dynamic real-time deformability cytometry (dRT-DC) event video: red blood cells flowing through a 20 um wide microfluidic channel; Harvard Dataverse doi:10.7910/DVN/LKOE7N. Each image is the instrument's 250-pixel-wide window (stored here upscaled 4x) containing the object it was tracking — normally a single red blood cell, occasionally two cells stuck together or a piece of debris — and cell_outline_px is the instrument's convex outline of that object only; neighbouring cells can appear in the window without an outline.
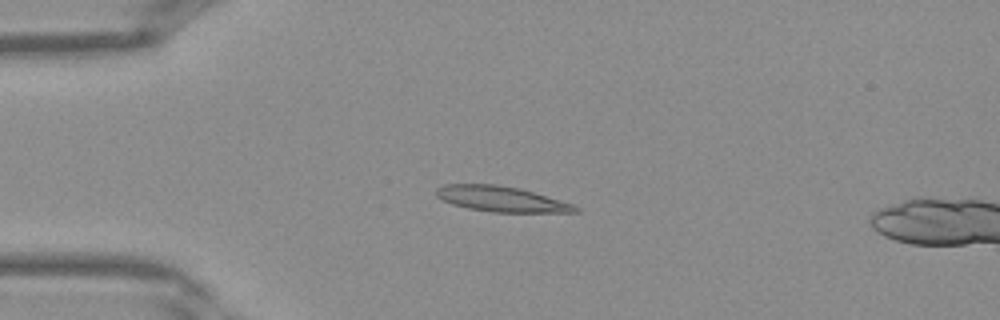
{"species": "Egyptian fruit bat (a non-hibernating species)", "species_latin": "Rousettus aegyptiacus", "temperature_condition": "warm", "stored_images_in_passage": 13, "camera_frame_rate_fps": 3000, "um_per_image_px": 0.085, "frame": {"image": 1, "passage_image": 10, "time_ms": 3.0, "image_size_px": [1000, 320], "cell_outline_px": [[580, 212], [492, 212], [468, 208], [452, 204], [436, 196], [436, 188], [444, 184], [496, 184], [520, 188], [560, 200], [572, 204], [580, 208]], "centroid_in_image_um": [42.6, 16.91], "position_along_channel_um": 42.4, "area_um2": 20.52}}